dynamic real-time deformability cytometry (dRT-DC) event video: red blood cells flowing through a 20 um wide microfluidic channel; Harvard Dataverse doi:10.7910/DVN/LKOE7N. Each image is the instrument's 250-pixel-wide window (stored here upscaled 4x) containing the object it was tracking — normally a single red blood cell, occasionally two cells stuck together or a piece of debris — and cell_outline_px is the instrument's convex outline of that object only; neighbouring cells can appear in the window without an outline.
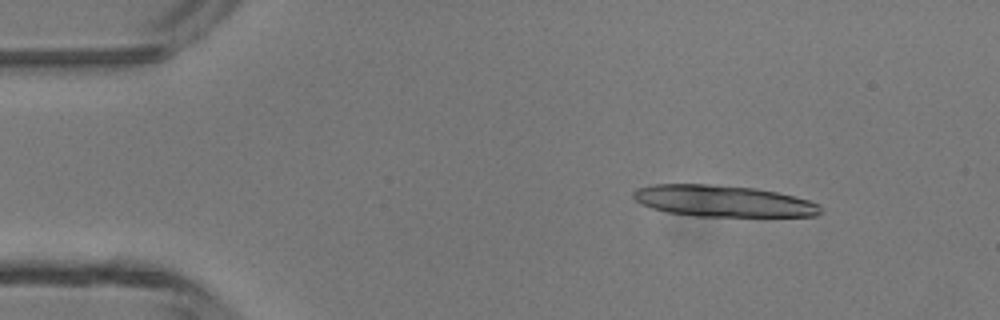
{"species": "common noctule bat (a hibernating species)", "species_latin": "Nyctalus noctula", "temperature_condition": "room temperature", "stored_images_in_passage": 12, "camera_frame_rate_fps": 3000, "um_per_image_px": 0.085, "animal": {"sex": "male", "body_mass_g": 13.3}, "frame": {"image": 1, "passage_image": 6, "time_ms": 1.667, "image_size_px": [1000, 320], "cell_outline_px": [[824, 212], [816, 216], [696, 216], [668, 212], [652, 208], [640, 204], [632, 196], [632, 192], [636, 188], [652, 184], [716, 184], [756, 188], [776, 192], [808, 200], [820, 204]], "centroid_in_image_um": [61.45, 17.08], "position_along_channel_um": 23.5, "area_um2": 34.51}}